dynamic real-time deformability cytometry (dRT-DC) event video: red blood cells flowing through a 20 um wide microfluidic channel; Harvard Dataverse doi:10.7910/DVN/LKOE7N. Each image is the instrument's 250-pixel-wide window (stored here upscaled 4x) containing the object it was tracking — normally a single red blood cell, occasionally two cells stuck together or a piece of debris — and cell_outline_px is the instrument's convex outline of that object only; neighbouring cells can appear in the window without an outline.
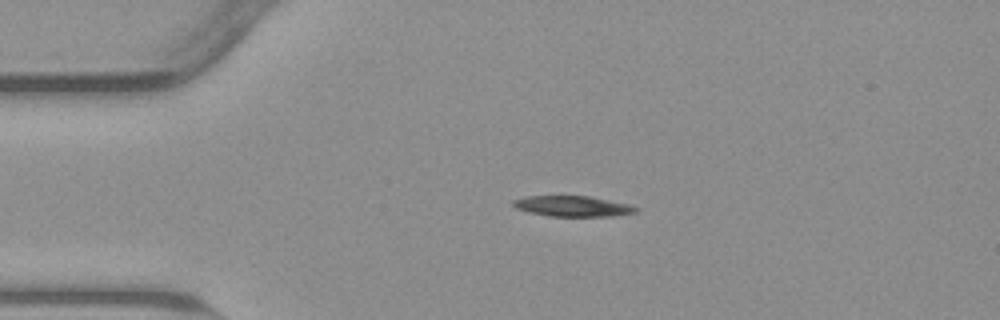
{"species": "common noctule bat (a hibernating species)", "species_latin": "Nyctalus noctula", "temperature_condition": "warm", "stored_images_in_passage": 43, "camera_frame_rate_fps": 3000, "um_per_image_px": 0.085, "animal": {"sex": "male", "body_mass_g": 23.1, "forearm_length_mm": 52.7}, "frame": {"image": 1, "passage_image": 1, "time_ms": 0.0, "image_size_px": [1000, 320], "cell_outline_px": [[640, 208], [636, 212], [612, 216], [548, 216], [528, 212], [516, 208], [512, 204], [512, 200], [524, 196], [588, 196], [628, 204]], "centroid_in_image_um": [48.64, 17.52], "position_along_channel_um": 36.4, "area_um2": 14.68}}
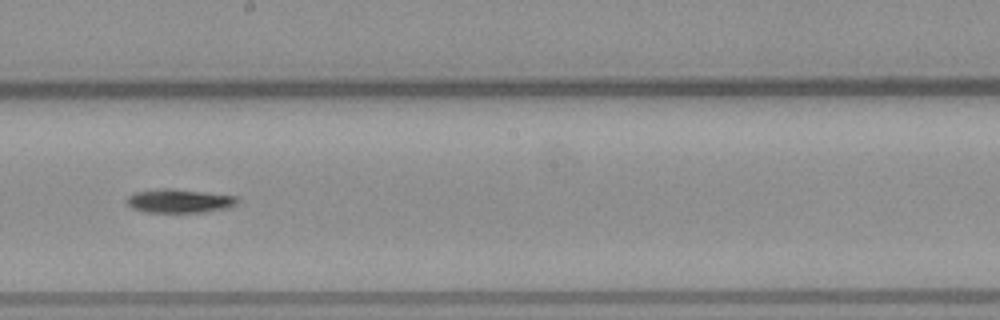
{"frame": {"image": 2, "passage_image": 19, "time_ms": 6.0, "image_size_px": [1000, 320], "cell_outline_px": [[240, 200], [236, 204], [228, 208], [200, 212], [144, 212], [132, 208], [124, 200], [128, 196], [136, 192], [160, 188], [172, 188], [236, 196]], "centroid_in_image_um": [15.22, 17.07], "position_along_channel_um": 233.0, "area_um2": 15.32}}
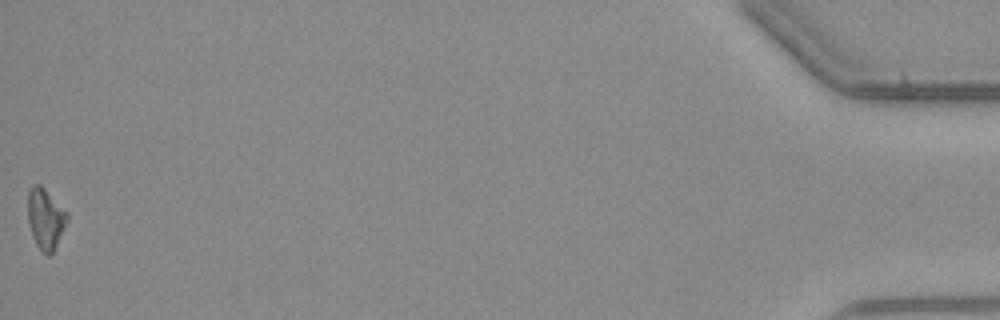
{"frame": {"image": 3, "passage_image": 43, "time_ms": 14.0, "image_size_px": [1000, 320], "cell_outline_px": [[68, 220], [52, 252], [48, 256], [36, 244], [32, 236], [28, 224], [28, 192], [32, 184], [40, 184], [68, 212]], "centroid_in_image_um": [3.85, 18.55], "position_along_channel_um": 431.3, "area_um2": 13.76}, "authors_computed_cell_mechanics": {"area_um2": 14.9124, "velocity_mm_per_s": 3.8338, "shape_relaxation_time_tau1_ms": 5.9511, "shape_relaxation_time_tau2_ms": null, "deformation_change_tau1": 0.1653, "deformation_change_tau2": null}}